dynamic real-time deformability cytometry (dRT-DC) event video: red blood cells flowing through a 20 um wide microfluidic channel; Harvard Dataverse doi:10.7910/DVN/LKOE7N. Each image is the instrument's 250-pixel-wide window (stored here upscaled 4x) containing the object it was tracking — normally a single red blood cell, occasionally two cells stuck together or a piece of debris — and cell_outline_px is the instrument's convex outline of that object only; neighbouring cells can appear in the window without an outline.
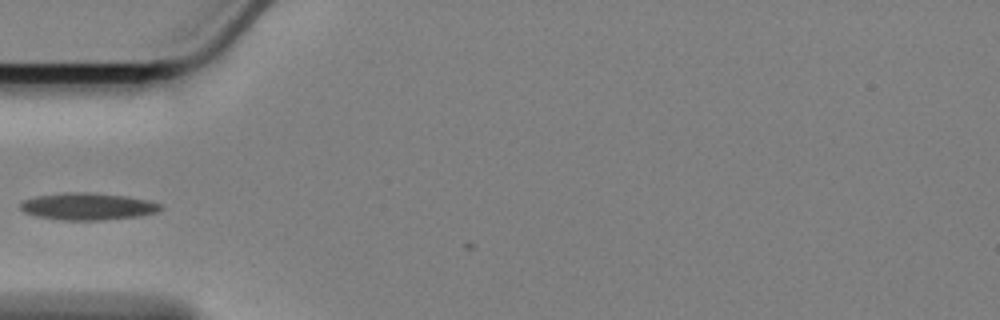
{"species": "Egyptian fruit bat (a non-hibernating species)", "species_latin": "Rousettus aegyptiacus", "temperature_condition": "cold", "stored_images_in_passage": 4, "camera_frame_rate_fps": 3000, "um_per_image_px": 0.085, "animal": {"sex": "female"}, "frame": {"image": 1, "passage_image": 2, "time_ms": 0.333, "image_size_px": [1000, 320], "cell_outline_px": [[164, 208], [160, 212], [140, 216], [104, 220], [60, 220], [36, 216], [24, 212], [20, 208], [20, 200], [36, 196], [64, 192], [92, 192], [128, 196], [148, 200], [164, 204]], "centroid_in_image_um": [7.5, 17.54], "position_along_channel_um": 77.5, "area_um2": 22.66}}